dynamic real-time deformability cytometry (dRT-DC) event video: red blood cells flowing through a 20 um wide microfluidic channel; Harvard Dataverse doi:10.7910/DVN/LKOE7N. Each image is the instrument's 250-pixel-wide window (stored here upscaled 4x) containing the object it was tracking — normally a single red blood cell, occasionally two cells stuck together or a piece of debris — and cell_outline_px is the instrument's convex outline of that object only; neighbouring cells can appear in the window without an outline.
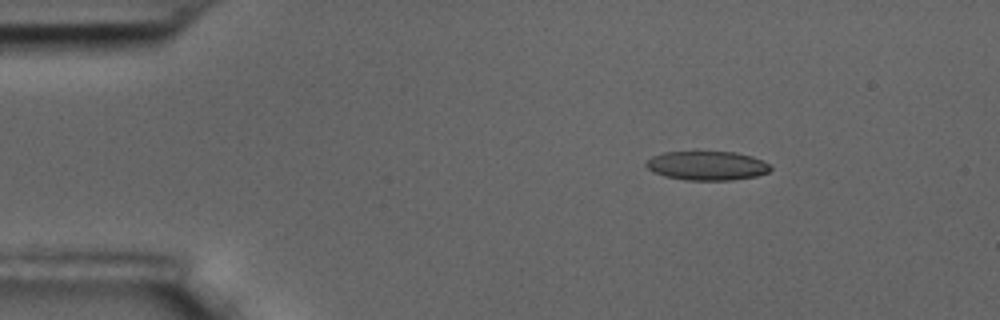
{"species": "common noctule bat (a hibernating species)", "species_latin": "Nyctalus noctula", "temperature_condition": "room temperature", "stored_images_in_passage": 3, "camera_frame_rate_fps": 3000, "um_per_image_px": 0.085, "animal": {"sex": "male", "body_mass_g": 17.5, "forearm_length_mm": 52.3}, "frame": {"image": 1, "passage_image": 1, "time_ms": 0.0, "image_size_px": [1000, 320], "cell_outline_px": [[772, 168], [768, 172], [756, 176], [732, 180], [688, 180], [664, 176], [652, 172], [644, 164], [652, 156], [664, 152], [736, 152], [752, 156], [764, 160]], "centroid_in_image_um": [60.1, 14.08], "position_along_channel_um": 24.9, "area_um2": 21.1}}